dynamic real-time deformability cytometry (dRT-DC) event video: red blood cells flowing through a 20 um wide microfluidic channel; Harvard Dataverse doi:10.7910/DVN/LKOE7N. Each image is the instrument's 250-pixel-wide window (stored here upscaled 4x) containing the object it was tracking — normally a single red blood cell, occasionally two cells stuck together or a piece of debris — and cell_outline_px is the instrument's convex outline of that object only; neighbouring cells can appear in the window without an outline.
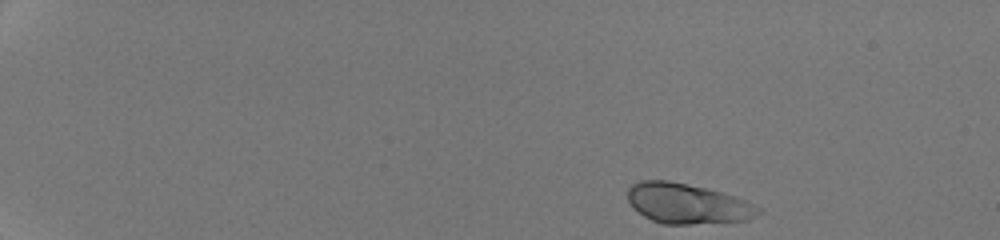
{"species": "human", "species_latin": "Homo sapiens", "temperature_condition": "room temperature", "stored_images_in_passage": 44, "segment_of_instrument_passage": [1, 2], "camera_frame_rate_fps": 3000, "um_per_image_px": 0.085, "donor": {"sex": "male"}, "frame": {"image": 1, "passage_image": 1, "time_ms": 0.0, "image_size_px": [1000, 240], "cell_outline_px": [[764, 208], [760, 212], [748, 220], [692, 224], [664, 224], [652, 220], [644, 216], [628, 200], [628, 188], [632, 184], [640, 180], [668, 180], [688, 184], [736, 196], [748, 200]], "centroid_in_image_um": [58.47, 17.3], "position_along_channel_um": 26.5, "area_um2": 30.58}}
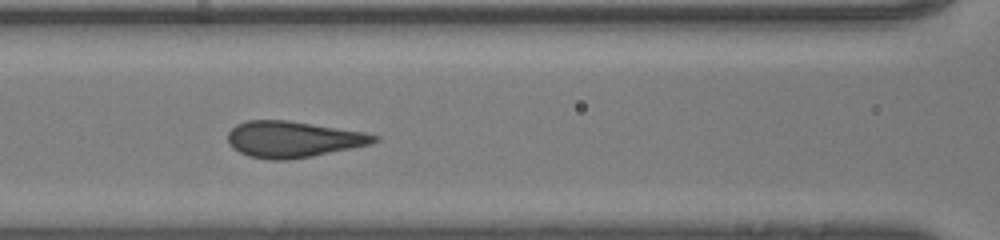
{"frame": {"image": 2, "passage_image": 19, "time_ms": 6.0, "image_size_px": [1000, 240], "cell_outline_px": [[380, 140], [372, 144], [312, 156], [288, 160], [268, 160], [248, 156], [232, 148], [228, 144], [228, 132], [236, 124], [248, 120], [288, 120], [364, 132], [380, 136]], "centroid_in_image_um": [24.91, 11.84], "position_along_channel_um": 141.7, "area_um2": 31.04}}
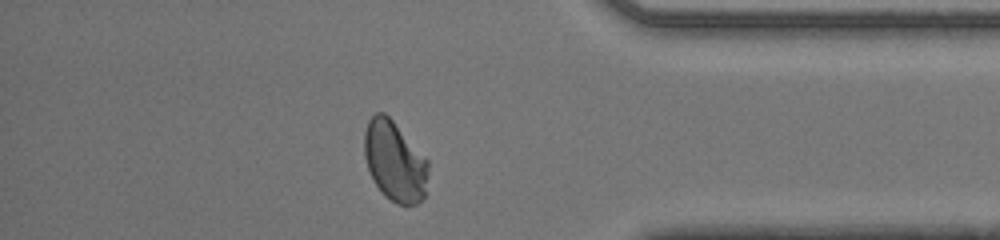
{"frame": {"image": 3, "passage_image": 38, "time_ms": 12.333, "image_size_px": [1000, 240], "cell_outline_px": [[428, 176], [424, 196], [416, 204], [396, 204], [384, 196], [380, 192], [368, 168], [364, 156], [364, 132], [368, 120], [376, 112], [384, 112], [392, 120], [428, 160]], "centroid_in_image_um": [33.53, 13.71], "position_along_channel_um": 401.7, "area_um2": 29.71}}